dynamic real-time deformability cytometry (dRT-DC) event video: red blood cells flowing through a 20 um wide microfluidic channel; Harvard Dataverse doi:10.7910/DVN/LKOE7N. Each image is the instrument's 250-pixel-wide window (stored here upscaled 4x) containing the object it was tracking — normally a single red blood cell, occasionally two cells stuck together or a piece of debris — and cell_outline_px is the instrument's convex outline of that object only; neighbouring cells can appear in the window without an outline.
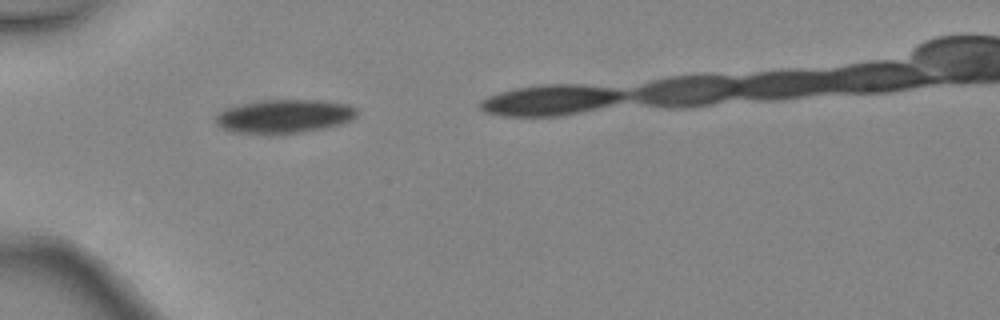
{"species": "common noctule bat (a hibernating species)", "species_latin": "Nyctalus noctula", "temperature_condition": "warm", "stored_images_in_passage": 4, "camera_frame_rate_fps": 3000, "um_per_image_px": 0.085, "animal": {"sex": "female", "body_mass_g": 24.6, "forearm_length_mm": 56.2}, "frame": {"image": 1, "passage_image": 2, "time_ms": 0.333, "image_size_px": [1000, 320], "cell_outline_px": [[360, 112], [352, 120], [340, 124], [324, 128], [304, 132], [232, 132], [216, 124], [216, 116], [220, 112], [228, 108], [244, 104], [264, 100], [320, 100], [348, 104], [356, 108]], "centroid_in_image_um": [24.25, 9.86], "position_along_channel_um": 60.7, "area_um2": 27.05}}